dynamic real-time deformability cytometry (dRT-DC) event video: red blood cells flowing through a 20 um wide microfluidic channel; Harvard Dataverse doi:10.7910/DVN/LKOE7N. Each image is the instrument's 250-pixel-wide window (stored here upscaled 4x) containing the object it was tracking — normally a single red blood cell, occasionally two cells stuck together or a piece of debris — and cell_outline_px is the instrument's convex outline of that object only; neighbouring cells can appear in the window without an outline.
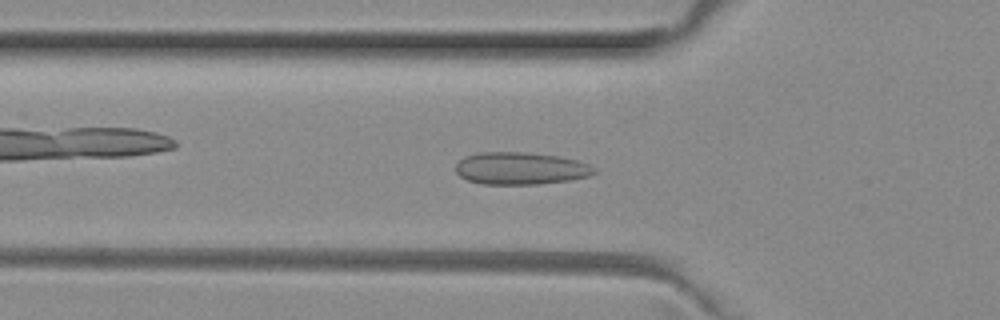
{"species": "common noctule bat (a hibernating species)", "species_latin": "Nyctalus noctula", "temperature_condition": "room temperature", "stored_images_in_passage": 50, "camera_frame_rate_fps": 3000, "um_per_image_px": 0.085, "animal": {"sex": "female", "body_mass_g": 29.2, "forearm_length_mm": 56.3}, "frame": {"image": 1, "passage_image": 16, "time_ms": 5.0, "image_size_px": [1000, 320], "cell_outline_px": [[596, 172], [588, 176], [568, 180], [540, 184], [484, 184], [468, 180], [460, 176], [456, 172], [456, 164], [464, 156], [476, 152], [524, 152], [556, 156], [576, 160], [588, 164], [596, 168]], "centroid_in_image_um": [44.22, 14.31], "position_along_channel_um": 81.6, "area_um2": 26.01}}
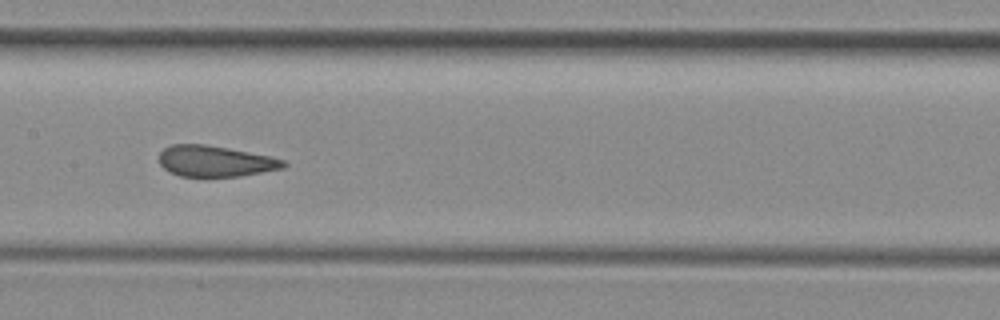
{"frame": {"image": 2, "passage_image": 24, "time_ms": 7.667, "image_size_px": [1000, 320], "cell_outline_px": [[288, 164], [284, 168], [240, 176], [180, 176], [168, 172], [160, 164], [160, 152], [164, 148], [172, 144], [204, 144], [228, 148], [272, 156], [284, 160]], "centroid_in_image_um": [18.31, 13.69], "position_along_channel_um": 189.1, "area_um2": 22.48}}
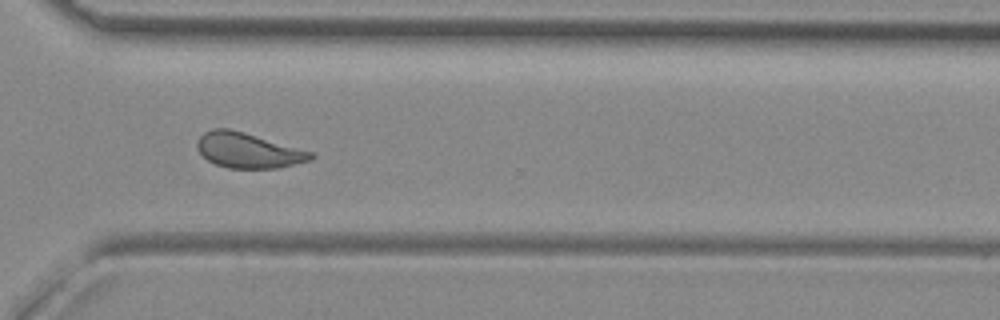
{"frame": {"image": 3, "passage_image": 36, "time_ms": 11.667, "image_size_px": [1000, 320], "cell_outline_px": [[316, 156], [312, 160], [280, 168], [228, 168], [216, 164], [208, 160], [196, 148], [196, 140], [204, 132], [212, 128], [228, 128], [244, 132], [316, 152]], "centroid_in_image_um": [21.14, 12.78], "position_along_channel_um": 349.5, "area_um2": 23.64}, "authors_computed_cell_mechanics": {"area_um2": 23.8714, "velocity_mm_per_s": 4.0134, "shape_relaxation_time_tau1_ms": null, "shape_relaxation_time_tau2_ms": 0.537, "deformation_change_tau1": null, "deformation_change_tau2": 0.049}}